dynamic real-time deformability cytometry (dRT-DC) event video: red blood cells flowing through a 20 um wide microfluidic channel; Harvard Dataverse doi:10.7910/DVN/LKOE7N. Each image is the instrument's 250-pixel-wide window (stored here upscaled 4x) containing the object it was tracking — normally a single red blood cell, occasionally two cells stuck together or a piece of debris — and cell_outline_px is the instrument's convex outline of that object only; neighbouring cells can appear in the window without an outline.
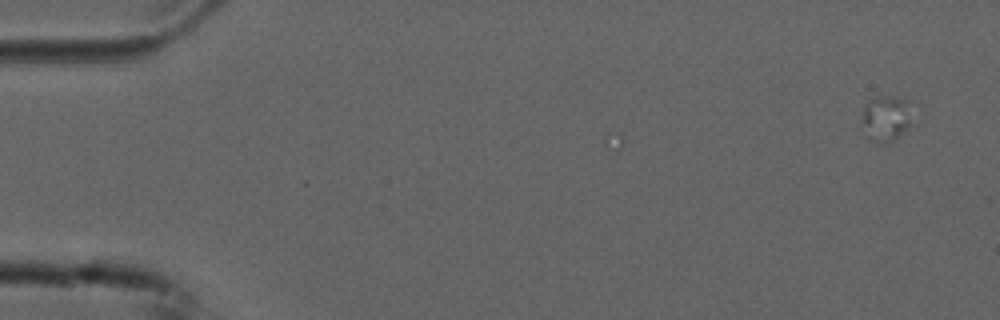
{"species": "common noctule bat (a hibernating species)", "species_latin": "Nyctalus noctula", "temperature_condition": "cold", "stored_images_in_passage": 4, "camera_frame_rate_fps": 3000, "um_per_image_px": 0.085, "animal": {"sex": "male", "forearm_length_mm": 52.5}, "frame": {"image": 1, "passage_image": 2, "time_ms": 0.333, "image_size_px": [1000, 320], "cell_outline_px": [[912, 124], [908, 128], [892, 140], [884, 140], [860, 120], [860, 116], [864, 108], [876, 96], [892, 96], [908, 100]], "centroid_in_image_um": [75.42, 9.9], "position_along_channel_um": 9.6, "area_um2": 12.02}}